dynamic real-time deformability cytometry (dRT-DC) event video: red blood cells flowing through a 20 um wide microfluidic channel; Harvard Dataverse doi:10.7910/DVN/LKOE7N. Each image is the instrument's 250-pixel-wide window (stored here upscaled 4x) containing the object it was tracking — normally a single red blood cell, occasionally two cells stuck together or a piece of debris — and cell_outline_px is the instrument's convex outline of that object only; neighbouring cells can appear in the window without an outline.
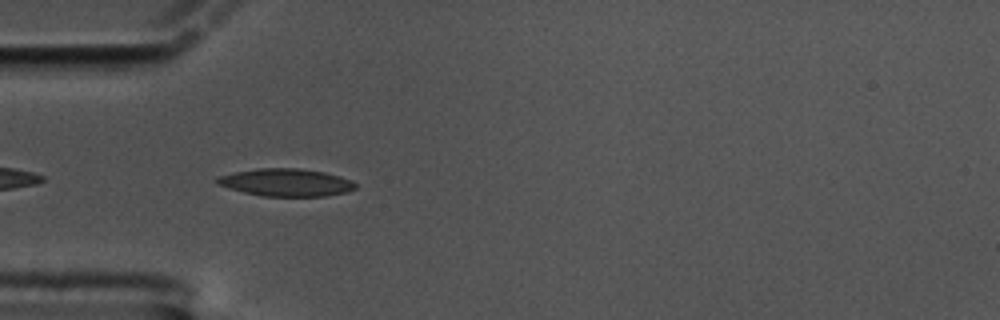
{"species": "common noctule bat (a hibernating species)", "species_latin": "Nyctalus noctula", "temperature_condition": "cold", "stored_images_in_passage": 45, "camera_frame_rate_fps": 3000, "um_per_image_px": 0.085, "animal": {"sex": "male", "body_mass_g": 17.5, "forearm_length_mm": 52.3}, "frame": {"image": 1, "passage_image": 3, "time_ms": 0.667, "image_size_px": [1000, 320], "cell_outline_px": [[356, 188], [348, 192], [324, 196], [264, 196], [244, 192], [228, 188], [216, 184], [216, 176], [256, 168], [300, 168], [324, 172], [340, 176], [352, 180], [356, 184]], "centroid_in_image_um": [24.32, 15.5], "position_along_channel_um": 60.7, "area_um2": 22.31}}
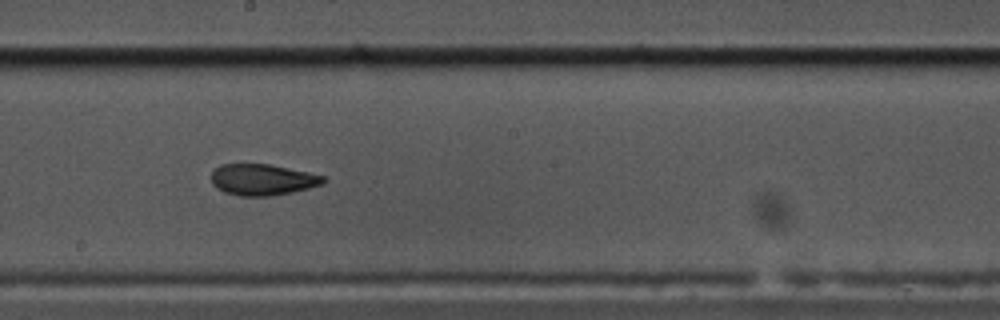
{"frame": {"image": 2, "passage_image": 18, "time_ms": 5.667, "image_size_px": [1000, 320], "cell_outline_px": [[324, 184], [292, 192], [272, 196], [240, 196], [224, 192], [216, 188], [212, 184], [212, 172], [220, 164], [268, 164], [308, 172], [324, 176]], "centroid_in_image_um": [22.29, 15.28], "position_along_channel_um": 225.9, "area_um2": 20.35}}
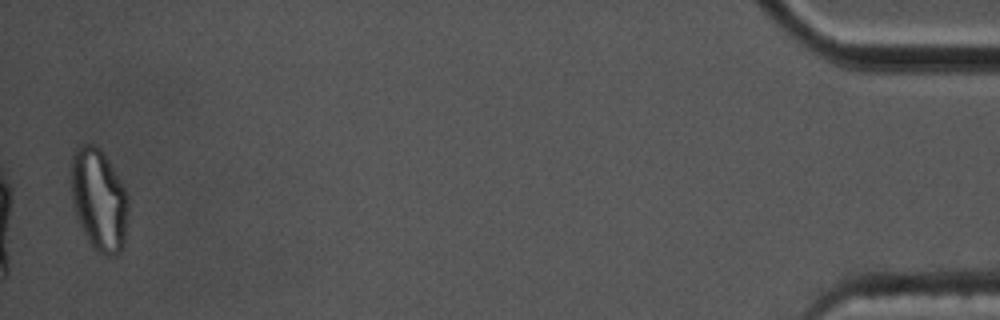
{"frame": {"image": 3, "passage_image": 44, "time_ms": 14.333, "image_size_px": [1000, 320], "cell_outline_px": [[128, 208], [124, 248], [116, 256], [108, 256], [92, 248], [76, 216], [72, 200], [72, 152], [80, 144], [92, 144], [100, 148], [108, 160], [124, 188], [128, 196]], "centroid_in_image_um": [8.42, 17.0], "position_along_channel_um": 426.8, "area_um2": 33.87}, "authors_computed_cell_mechanics": {"area_um2": 21.1548, "velocity_mm_per_s": 3.3568, "shape_relaxation_time_tau1_ms": 7.3475, "shape_relaxation_time_tau2_ms": 2.8436, "deformation_change_tau1": 0.1876, "deformation_change_tau2": 0.0925}}